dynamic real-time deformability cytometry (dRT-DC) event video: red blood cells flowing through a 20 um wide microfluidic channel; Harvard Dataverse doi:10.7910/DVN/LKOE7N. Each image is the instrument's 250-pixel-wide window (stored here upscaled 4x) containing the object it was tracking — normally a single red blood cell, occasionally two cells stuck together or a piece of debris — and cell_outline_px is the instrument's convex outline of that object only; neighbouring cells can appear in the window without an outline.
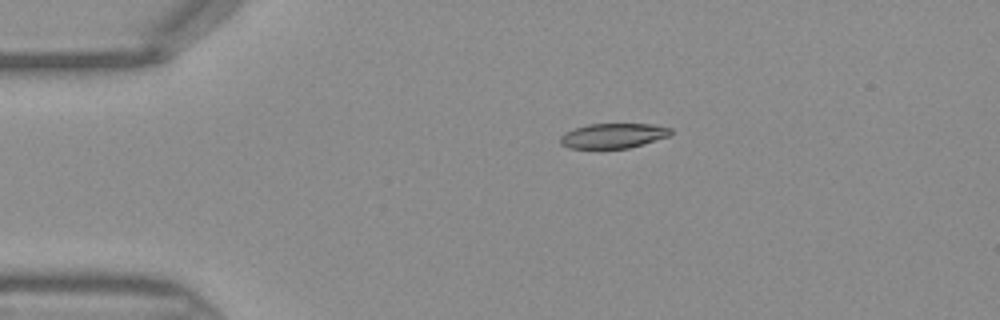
{"species": "Egyptian fruit bat (a non-hibernating species)", "species_latin": "Rousettus aegyptiacus", "temperature_condition": "warm", "stored_images_in_passage": 37, "camera_frame_rate_fps": 3000, "um_per_image_px": 0.085, "frame": {"image": 1, "passage_image": 1, "time_ms": 0.0, "image_size_px": [1000, 320], "cell_outline_px": [[672, 132], [668, 136], [628, 148], [568, 148], [560, 144], [560, 136], [564, 132], [588, 124], [652, 124], [672, 128]], "centroid_in_image_um": [52.09, 11.53], "position_along_channel_um": 32.9, "area_um2": 15.9}}
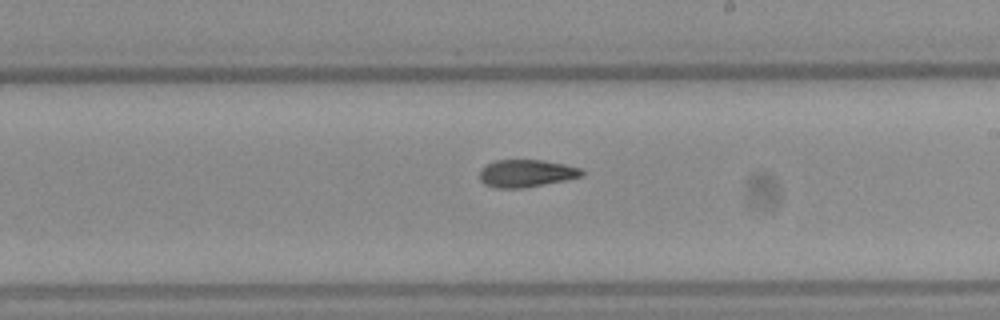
{"frame": {"image": 2, "passage_image": 18, "time_ms": 5.667, "image_size_px": [1000, 320], "cell_outline_px": [[584, 176], [564, 180], [520, 188], [496, 188], [484, 184], [480, 180], [480, 168], [484, 164], [496, 160], [544, 160], [564, 164], [580, 168], [584, 172]], "centroid_in_image_um": [44.69, 14.72], "position_along_channel_um": 244.3, "area_um2": 16.36}}
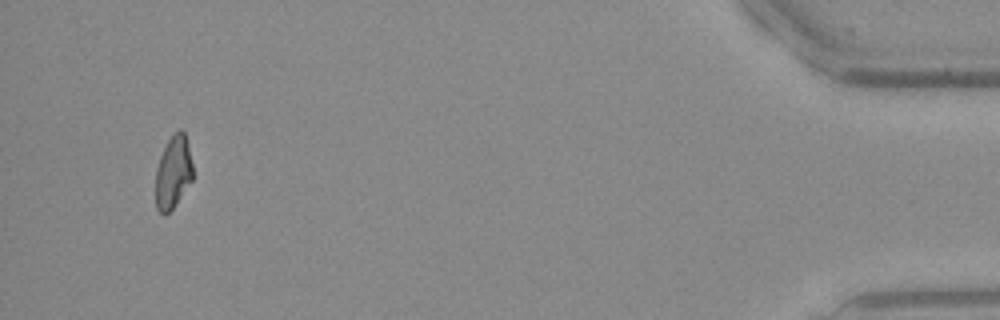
{"frame": {"image": 3, "passage_image": 35, "time_ms": 11.333, "image_size_px": [1000, 320], "cell_outline_px": [[192, 180], [172, 208], [164, 216], [156, 208], [156, 168], [160, 156], [172, 132], [180, 128], [184, 132], [192, 164]], "centroid_in_image_um": [14.7, 14.62], "position_along_channel_um": 420.5, "area_um2": 15.55}}